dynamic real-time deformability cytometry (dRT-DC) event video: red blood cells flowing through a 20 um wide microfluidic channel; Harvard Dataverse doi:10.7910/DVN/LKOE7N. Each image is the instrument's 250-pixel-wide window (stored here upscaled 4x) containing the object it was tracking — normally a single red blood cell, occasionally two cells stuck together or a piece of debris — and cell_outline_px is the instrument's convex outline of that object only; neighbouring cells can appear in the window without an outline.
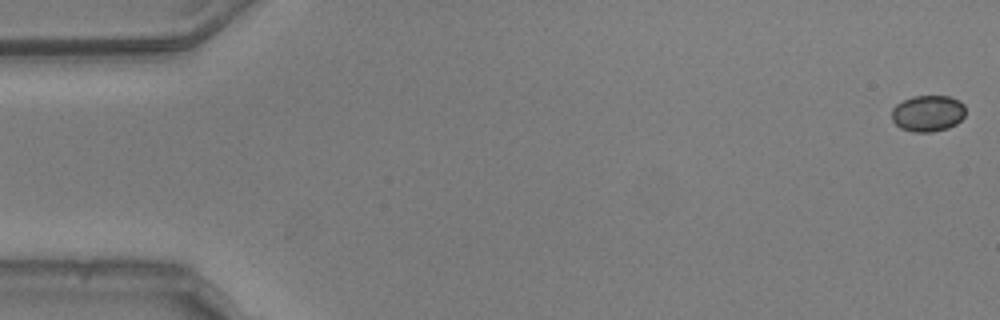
{"species": "common noctule bat (a hibernating species)", "species_latin": "Nyctalus noctula", "temperature_condition": "warm", "stored_images_in_passage": 54, "camera_frame_rate_fps": 3000, "um_per_image_px": 0.085, "animal": {"sex": "male", "body_mass_g": 20.5, "forearm_length_mm": 52.5}, "frame": {"image": 1, "passage_image": 1, "time_ms": 0.0, "image_size_px": [1000, 320], "cell_outline_px": [[964, 116], [956, 124], [948, 128], [932, 132], [912, 132], [900, 128], [892, 120], [892, 108], [896, 104], [912, 96], [948, 96], [960, 100], [964, 104]], "centroid_in_image_um": [78.86, 9.64], "position_along_channel_um": 6.1, "area_um2": 15.72}}
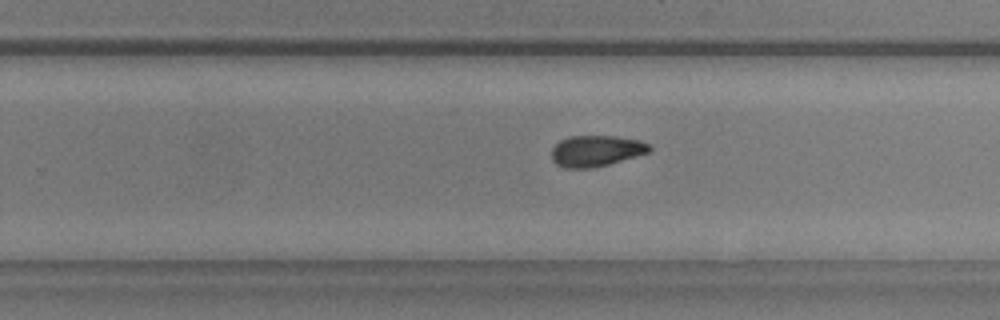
{"frame": {"image": 2, "passage_image": 34, "time_ms": 11.0, "image_size_px": [1000, 320], "cell_outline_px": [[652, 148], [648, 152], [608, 164], [592, 168], [564, 168], [556, 164], [552, 160], [552, 148], [560, 140], [568, 136], [616, 136], [640, 140], [652, 144]], "centroid_in_image_um": [50.66, 12.81], "position_along_channel_um": 279.1, "area_um2": 17.74}}
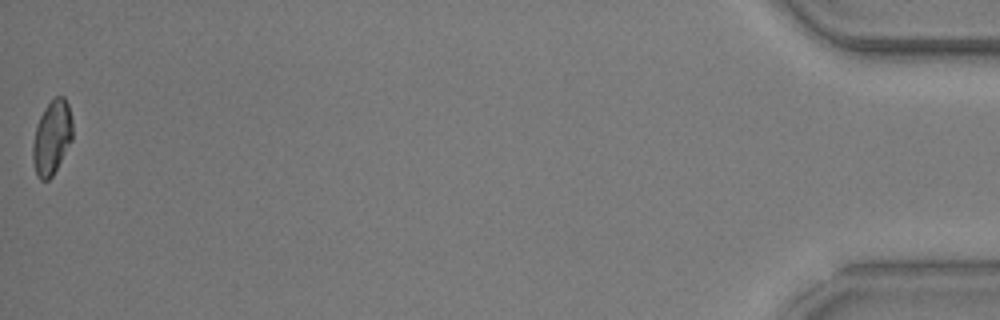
{"frame": {"image": 3, "passage_image": 54, "time_ms": 17.667, "image_size_px": [1000, 320], "cell_outline_px": [[72, 140], [52, 176], [48, 180], [40, 180], [36, 176], [32, 160], [32, 144], [36, 124], [44, 108], [56, 96], [64, 96], [68, 104], [72, 120]], "centroid_in_image_um": [4.39, 11.7], "position_along_channel_um": 430.8, "area_um2": 17.28}, "authors_computed_cell_mechanics": {"area_um2": 17.5712, "velocity_mm_per_s": 3.7877, "shape_relaxation_time_tau1_ms": 4.011, "shape_relaxation_time_tau2_ms": 10.3648, "deformation_change_tau1": 0.0935, "deformation_change_tau2": 0.1653}}